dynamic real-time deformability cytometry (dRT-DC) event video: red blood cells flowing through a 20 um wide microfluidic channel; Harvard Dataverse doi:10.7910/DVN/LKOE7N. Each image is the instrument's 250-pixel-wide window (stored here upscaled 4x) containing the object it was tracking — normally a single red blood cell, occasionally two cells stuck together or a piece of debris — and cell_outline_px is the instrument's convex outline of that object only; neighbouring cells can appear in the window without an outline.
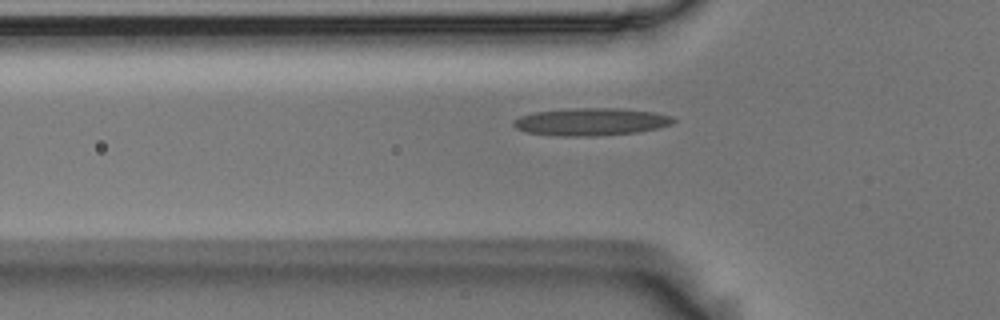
{"species": "Egyptian fruit bat (a non-hibernating species)", "species_latin": "Rousettus aegyptiacus", "temperature_condition": "room temperature", "stored_images_in_passage": 39, "camera_frame_rate_fps": 3000, "um_per_image_px": 0.085, "animal": {"sex": "male"}, "frame": {"image": 1, "passage_image": 3, "time_ms": 0.667, "image_size_px": [1000, 320], "cell_outline_px": [[676, 120], [672, 124], [656, 128], [636, 132], [592, 136], [556, 136], [524, 132], [516, 128], [512, 124], [512, 120], [520, 116], [536, 112], [568, 108], [620, 108], [656, 112], [672, 116]], "centroid_in_image_um": [50.21, 10.35], "position_along_channel_um": 75.6, "area_um2": 25.78}}
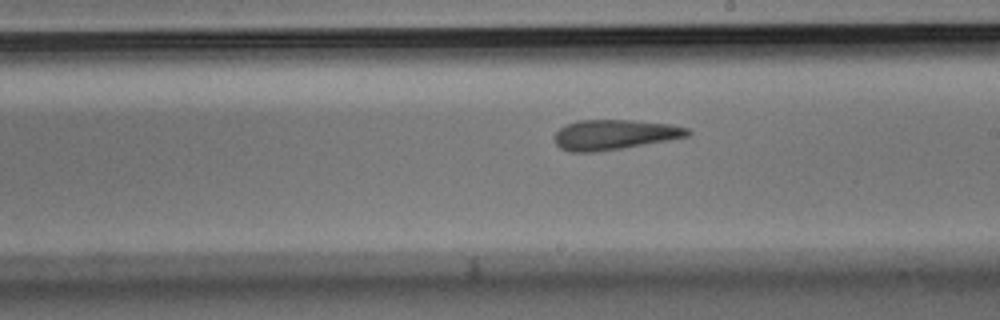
{"frame": {"image": 2, "passage_image": 16, "time_ms": 5.0, "image_size_px": [1000, 320], "cell_outline_px": [[692, 132], [688, 136], [668, 140], [596, 152], [568, 152], [560, 148], [552, 140], [552, 136], [560, 128], [576, 120], [632, 120], [672, 124], [688, 128]], "centroid_in_image_um": [52.18, 11.44], "position_along_channel_um": 236.8, "area_um2": 23.41}}
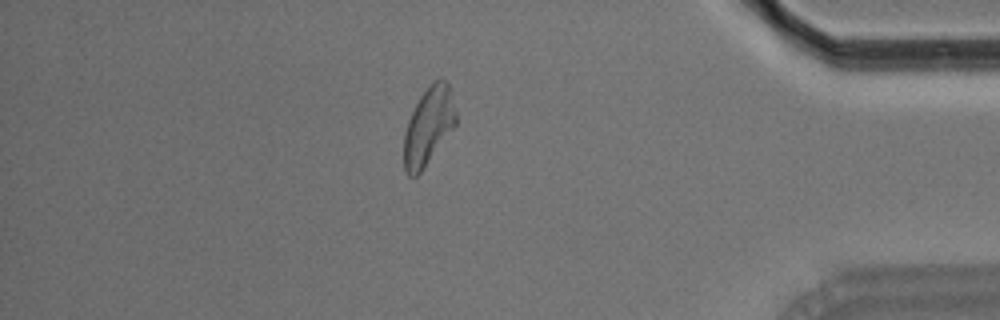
{"frame": {"image": 3, "passage_image": 32, "time_ms": 10.333, "image_size_px": [1000, 320], "cell_outline_px": [[456, 124], [420, 172], [416, 176], [408, 176], [404, 168], [404, 132], [408, 120], [420, 96], [440, 76], [448, 80], [456, 112]], "centroid_in_image_um": [36.42, 10.69], "position_along_channel_um": 398.8, "area_um2": 23.18}}